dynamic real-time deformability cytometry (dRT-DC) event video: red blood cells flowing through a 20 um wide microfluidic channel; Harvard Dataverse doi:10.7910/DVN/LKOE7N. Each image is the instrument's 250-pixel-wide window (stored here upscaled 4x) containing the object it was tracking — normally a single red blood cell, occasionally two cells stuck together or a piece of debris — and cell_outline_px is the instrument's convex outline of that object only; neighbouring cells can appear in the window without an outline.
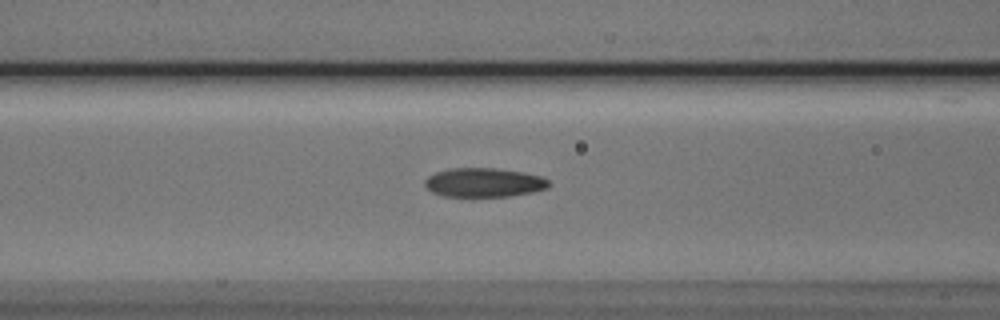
{"species": "Egyptian fruit bat (a non-hibernating species)", "species_latin": "Rousettus aegyptiacus", "temperature_condition": "cold", "stored_images_in_passage": 48, "camera_frame_rate_fps": 3000, "um_per_image_px": 0.085, "animal": {"sex": "male"}, "frame": {"image": 1, "passage_image": 23, "time_ms": 7.333, "image_size_px": [1000, 320], "cell_outline_px": [[552, 184], [548, 188], [532, 192], [508, 196], [444, 196], [432, 192], [424, 184], [424, 180], [428, 176], [436, 172], [448, 168], [496, 168], [524, 172], [540, 176], [548, 180]], "centroid_in_image_um": [41.14, 15.5], "position_along_channel_um": 125.5, "area_um2": 21.04}}
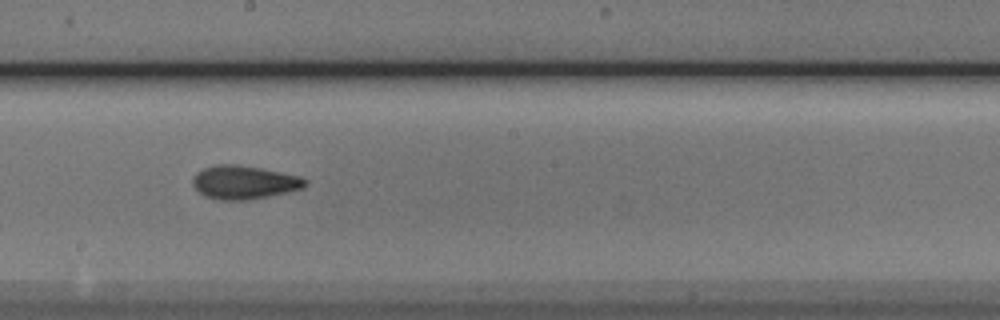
{"frame": {"image": 2, "passage_image": 31, "time_ms": 10.0, "image_size_px": [1000, 320], "cell_outline_px": [[308, 184], [304, 188], [268, 196], [248, 200], [220, 200], [204, 196], [192, 184], [192, 176], [196, 172], [204, 168], [216, 164], [236, 164], [260, 168], [300, 176], [308, 180]], "centroid_in_image_um": [20.74, 15.49], "position_along_channel_um": 227.5, "area_um2": 22.02}}
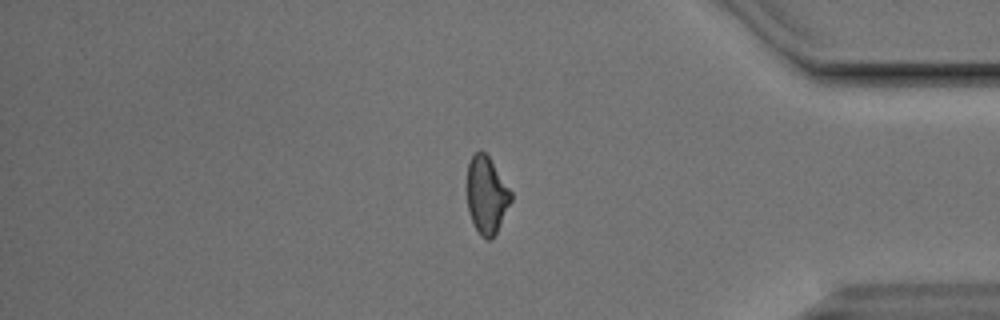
{"frame": {"image": 3, "passage_image": 46, "time_ms": 15.0, "image_size_px": [1000, 320], "cell_outline_px": [[512, 200], [492, 240], [488, 240], [480, 236], [472, 220], [468, 208], [468, 164], [472, 156], [480, 148], [488, 156], [512, 192]], "centroid_in_image_um": [41.37, 16.59], "position_along_channel_um": 393.8, "area_um2": 19.48}, "authors_computed_cell_mechanics": {"area_um2": 20.6635, "velocity_mm_per_s": 3.827, "shape_relaxation_time_tau1_ms": 4.2554, "shape_relaxation_time_tau2_ms": 2.8047, "deformation_change_tau1": 0.1408, "deformation_change_tau2": 0.079}}